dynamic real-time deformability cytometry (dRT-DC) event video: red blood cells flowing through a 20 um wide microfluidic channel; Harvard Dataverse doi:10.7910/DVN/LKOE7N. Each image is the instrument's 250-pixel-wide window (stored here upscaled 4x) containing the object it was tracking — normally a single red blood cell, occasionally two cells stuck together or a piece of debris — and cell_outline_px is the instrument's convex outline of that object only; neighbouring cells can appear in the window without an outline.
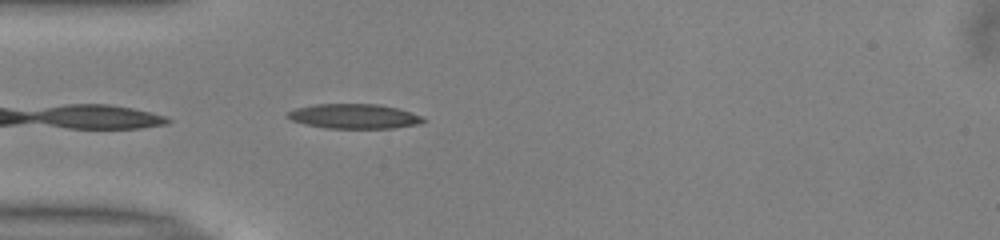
{"species": "common noctule bat (a hibernating species)", "species_latin": "Nyctalus noctula", "temperature_condition": "warm", "stored_images_in_passage": 23, "camera_frame_rate_fps": 3000, "um_per_image_px": 0.085, "animal": {"sex": "male", "body_mass_g": 13.0, "forearm_length_mm": 53.1}, "frame": {"image": 1, "passage_image": 1, "time_ms": 0.0, "image_size_px": [1000, 240], "cell_outline_px": [[428, 120], [420, 124], [392, 128], [328, 128], [304, 124], [292, 120], [284, 116], [288, 112], [296, 108], [312, 104], [376, 104], [396, 108], [424, 116]], "centroid_in_image_um": [30.11, 9.88], "position_along_channel_um": 54.9, "area_um2": 19.59}}